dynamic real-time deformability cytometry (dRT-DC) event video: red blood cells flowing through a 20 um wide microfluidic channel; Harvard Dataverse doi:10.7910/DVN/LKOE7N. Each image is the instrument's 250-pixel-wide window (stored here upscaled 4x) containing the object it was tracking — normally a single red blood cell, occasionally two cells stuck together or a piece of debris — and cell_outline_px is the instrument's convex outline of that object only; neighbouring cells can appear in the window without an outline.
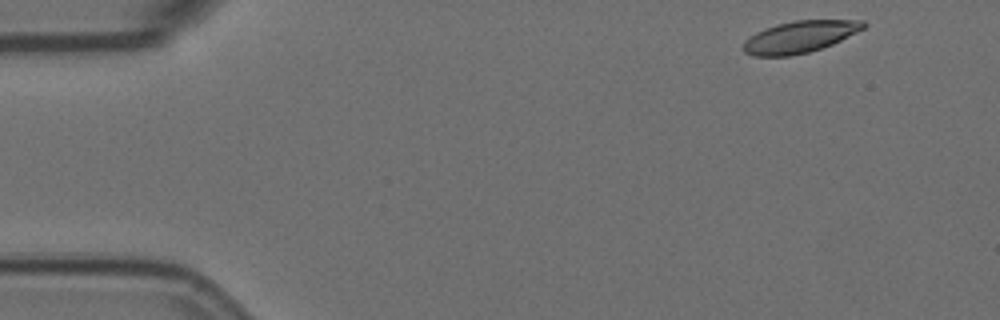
{"species": "Egyptian fruit bat (a non-hibernating species)", "species_latin": "Rousettus aegyptiacus", "temperature_condition": "room temperature", "stored_images_in_passage": 4, "camera_frame_rate_fps": 3000, "um_per_image_px": 0.085, "animal": {"sex": "female"}, "frame": {"image": 1, "passage_image": 1, "time_ms": 0.0, "image_size_px": [1000, 320], "cell_outline_px": [[868, 24], [864, 28], [832, 44], [808, 52], [792, 56], [752, 56], [744, 52], [740, 48], [744, 40], [756, 32], [764, 28], [776, 24], [792, 20], [864, 20]], "centroid_in_image_um": [67.92, 3.13], "position_along_channel_um": 17.1, "area_um2": 22.43}}
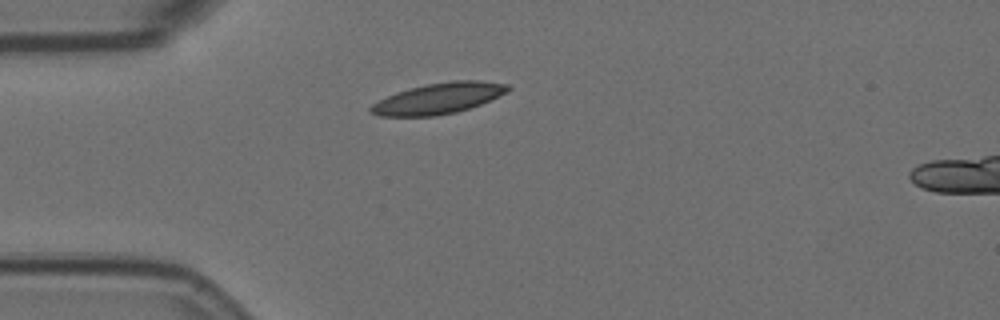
{"frame": {"image": 2, "passage_image": 4, "time_ms": 1.0, "image_size_px": [1000, 320], "cell_outline_px": [[512, 88], [508, 92], [480, 104], [456, 112], [436, 116], [380, 116], [368, 112], [368, 108], [372, 104], [396, 92], [424, 84], [452, 80], [480, 80], [508, 84]], "centroid_in_image_um": [37.27, 8.35], "position_along_channel_um": 47.7, "area_um2": 24.74}}